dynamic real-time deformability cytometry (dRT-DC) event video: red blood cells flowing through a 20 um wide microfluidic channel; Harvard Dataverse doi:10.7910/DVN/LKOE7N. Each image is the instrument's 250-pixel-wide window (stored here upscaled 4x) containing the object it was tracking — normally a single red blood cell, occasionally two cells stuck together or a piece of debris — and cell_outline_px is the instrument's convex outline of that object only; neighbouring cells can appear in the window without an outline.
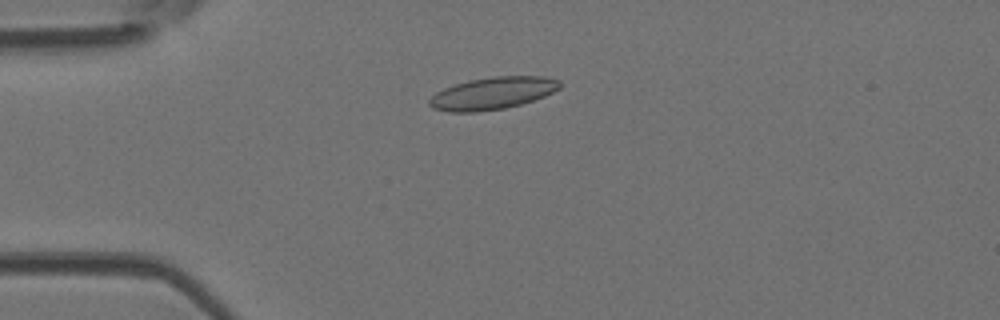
{"species": "Egyptian fruit bat (a non-hibernating species)", "species_latin": "Rousettus aegyptiacus", "temperature_condition": "room temperature", "stored_images_in_passage": 50, "camera_frame_rate_fps": 3000, "um_per_image_px": 0.085, "animal": {"sex": "female"}, "frame": {"image": 1, "passage_image": 13, "time_ms": 4.0, "image_size_px": [1000, 320], "cell_outline_px": [[560, 88], [544, 96], [520, 104], [504, 108], [476, 112], [448, 112], [432, 108], [428, 104], [428, 100], [436, 92], [444, 88], [468, 80], [492, 76], [544, 76], [560, 80]], "centroid_in_image_um": [41.84, 7.92], "position_along_channel_um": 43.2, "area_um2": 24.51}}
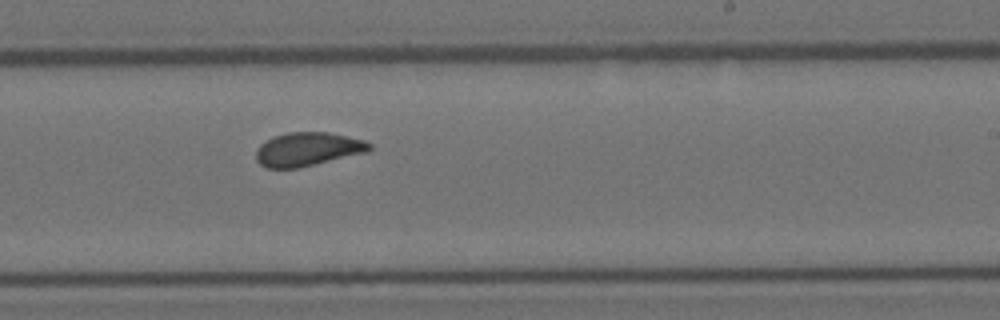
{"frame": {"image": 2, "passage_image": 31, "time_ms": 10.0, "image_size_px": [1000, 320], "cell_outline_px": [[372, 148], [368, 152], [296, 168], [268, 168], [260, 164], [256, 160], [256, 152], [260, 144], [276, 136], [288, 132], [328, 132], [348, 136], [364, 140], [372, 144]], "centroid_in_image_um": [26.18, 12.68], "position_along_channel_um": 262.8, "area_um2": 22.08}}
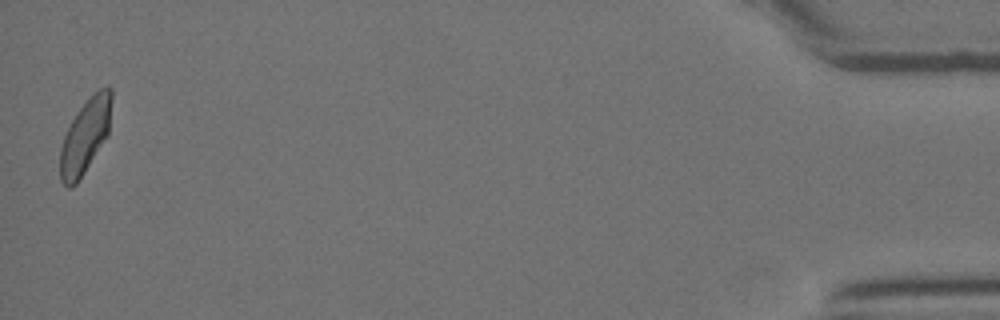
{"frame": {"image": 3, "passage_image": 50, "time_ms": 16.333, "image_size_px": [1000, 320], "cell_outline_px": [[112, 100], [108, 136], [76, 184], [68, 188], [60, 180], [60, 148], [64, 136], [72, 120], [80, 108], [92, 92], [100, 88], [112, 88]], "centroid_in_image_um": [7.25, 11.55], "position_along_channel_um": 427.9, "area_um2": 22.2}, "authors_computed_cell_mechanics": {"area_um2": 22.4842, "velocity_mm_per_s": 4.0455, "shape_relaxation_time_tau1_ms": 5.6861, "shape_relaxation_time_tau2_ms": 1.1514, "deformation_change_tau1": 0.1391, "deformation_change_tau2": 0.0716}}